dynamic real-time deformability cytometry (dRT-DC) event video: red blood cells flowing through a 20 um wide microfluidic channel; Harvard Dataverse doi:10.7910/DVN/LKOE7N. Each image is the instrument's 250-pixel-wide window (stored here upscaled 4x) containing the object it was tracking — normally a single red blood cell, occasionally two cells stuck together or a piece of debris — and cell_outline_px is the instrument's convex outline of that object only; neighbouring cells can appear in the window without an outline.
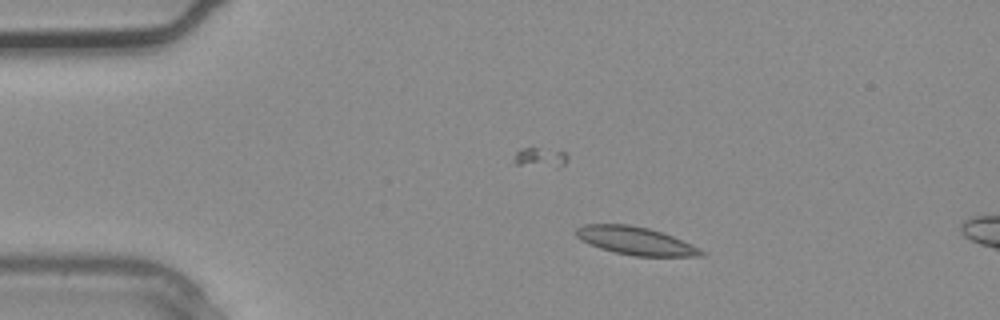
{"species": "common noctule bat (a hibernating species)", "species_latin": "Nyctalus noctula", "temperature_condition": "warm", "stored_images_in_passage": 4, "segment_of_instrument_passage": [1, 2], "camera_frame_rate_fps": 3000, "um_per_image_px": 0.085, "animal": {"sex": "male", "body_mass_g": 20.4}, "frame": {"image": 1, "passage_image": 3, "time_ms": 0.667, "image_size_px": [1000, 320], "cell_outline_px": [[704, 256], [632, 256], [600, 248], [588, 244], [580, 240], [576, 236], [576, 228], [584, 224], [628, 224], [648, 228], [672, 236], [692, 244], [700, 248], [704, 252]], "centroid_in_image_um": [54.0, 20.47], "position_along_channel_um": 31.0, "area_um2": 20.35}}